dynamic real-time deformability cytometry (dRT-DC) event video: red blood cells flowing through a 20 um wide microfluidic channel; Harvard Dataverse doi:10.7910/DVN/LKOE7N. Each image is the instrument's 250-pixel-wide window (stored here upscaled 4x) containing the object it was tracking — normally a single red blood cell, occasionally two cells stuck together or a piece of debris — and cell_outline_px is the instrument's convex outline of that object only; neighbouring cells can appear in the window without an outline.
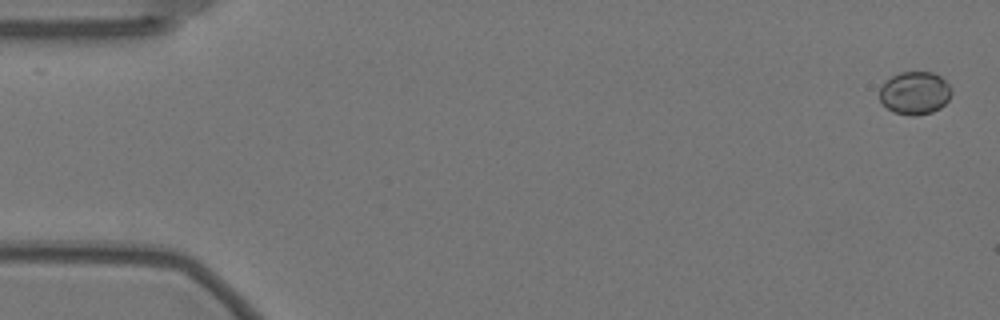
{"species": "Egyptian fruit bat (a non-hibernating species)", "species_latin": "Rousettus aegyptiacus", "temperature_condition": "warm", "stored_images_in_passage": 4, "camera_frame_rate_fps": 3000, "um_per_image_px": 0.085, "animal": {"sex": "female"}, "frame": {"image": 1, "passage_image": 2, "time_ms": 0.333, "image_size_px": [1000, 320], "cell_outline_px": [[952, 92], [948, 100], [940, 108], [932, 112], [916, 116], [908, 116], [892, 112], [880, 100], [880, 88], [884, 80], [900, 72], [932, 72], [940, 76], [952, 88]], "centroid_in_image_um": [77.75, 7.91], "position_along_channel_um": 7.2, "area_um2": 18.15}}